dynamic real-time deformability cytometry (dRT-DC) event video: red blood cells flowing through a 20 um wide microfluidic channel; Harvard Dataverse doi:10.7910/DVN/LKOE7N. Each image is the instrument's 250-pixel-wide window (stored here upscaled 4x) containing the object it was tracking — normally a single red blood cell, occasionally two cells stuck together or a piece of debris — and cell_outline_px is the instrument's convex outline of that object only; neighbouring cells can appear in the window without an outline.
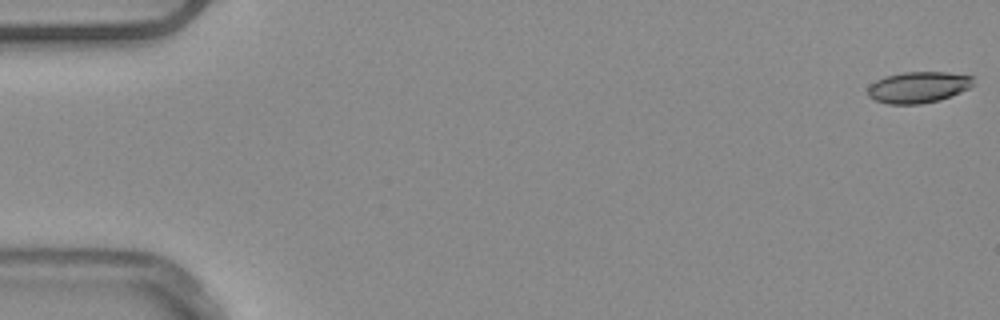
{"species": "common noctule bat (a hibernating species)", "species_latin": "Nyctalus noctula", "temperature_condition": "warm", "stored_images_in_passage": 53, "camera_frame_rate_fps": 3000, "um_per_image_px": 0.085, "animal": {"sex": "male", "body_mass_g": 20.4}, "frame": {"image": 1, "passage_image": 1, "time_ms": 0.0, "image_size_px": [1000, 320], "cell_outline_px": [[972, 84], [968, 88], [960, 92], [940, 100], [920, 104], [888, 104], [876, 100], [868, 96], [868, 88], [876, 80], [884, 76], [904, 72], [948, 72], [972, 76]], "centroid_in_image_um": [78.03, 7.41], "position_along_channel_um": 7.0, "area_um2": 19.07}}
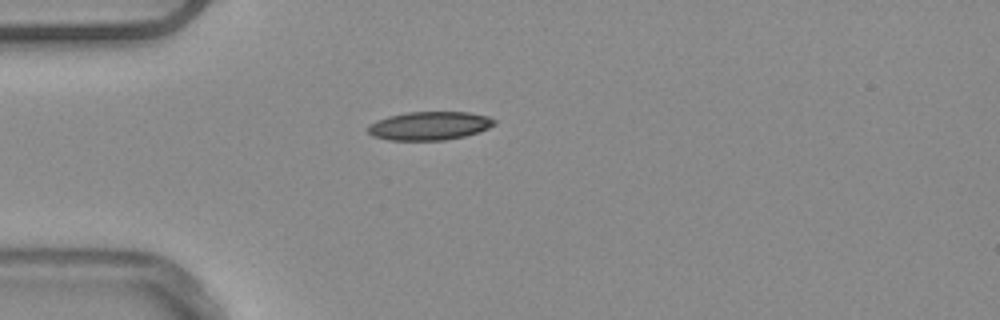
{"frame": {"image": 2, "passage_image": 15, "time_ms": 4.667, "image_size_px": [1000, 320], "cell_outline_px": [[496, 124], [488, 128], [464, 136], [444, 140], [388, 140], [372, 136], [368, 132], [368, 124], [376, 120], [388, 116], [408, 112], [468, 112], [488, 116], [496, 120]], "centroid_in_image_um": [36.48, 10.69], "position_along_channel_um": 48.5, "area_um2": 20.98}}
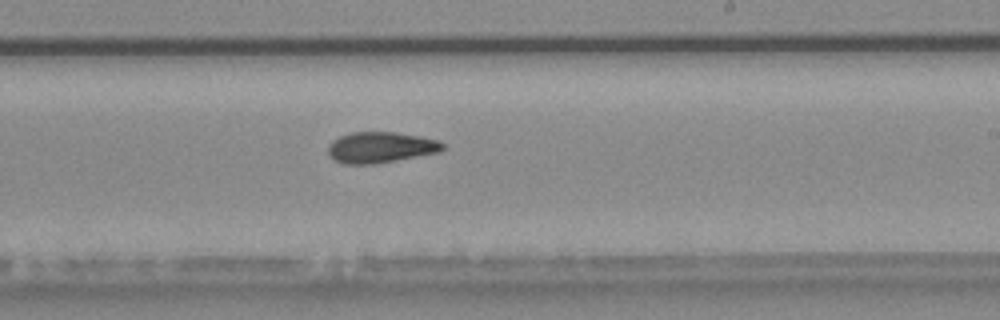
{"frame": {"image": 3, "passage_image": 32, "time_ms": 10.333, "image_size_px": [1000, 320], "cell_outline_px": [[444, 148], [440, 152], [396, 160], [372, 164], [344, 164], [332, 160], [328, 156], [328, 144], [332, 140], [340, 136], [352, 132], [396, 132], [420, 136], [440, 140], [444, 144]], "centroid_in_image_um": [32.33, 12.52], "position_along_channel_um": 256.7, "area_um2": 20.87}, "authors_computed_cell_mechanics": {"area_um2": 20.4612, "velocity_mm_per_s": 3.9297, "shape_relaxation_time_tau1_ms": null, "shape_relaxation_time_tau2_ms": 6.0131, "deformation_change_tau1": null, "deformation_change_tau2": 0.141}}